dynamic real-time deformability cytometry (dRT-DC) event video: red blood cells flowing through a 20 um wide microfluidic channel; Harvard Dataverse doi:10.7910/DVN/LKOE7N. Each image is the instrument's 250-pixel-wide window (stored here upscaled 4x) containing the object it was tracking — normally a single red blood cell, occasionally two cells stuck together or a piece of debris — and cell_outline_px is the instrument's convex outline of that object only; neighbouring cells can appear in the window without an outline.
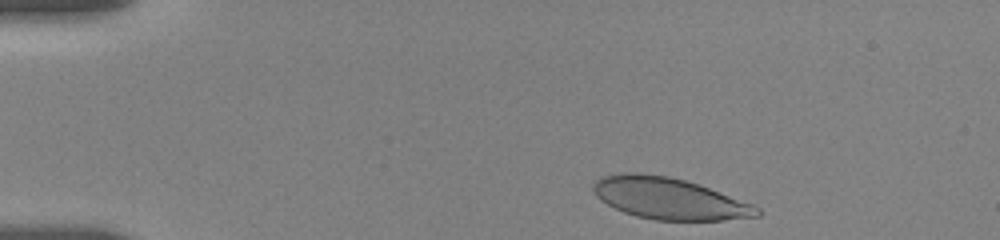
{"species": "human", "species_latin": "Homo sapiens", "temperature_condition": "room temperature", "stored_images_in_passage": 41, "camera_frame_rate_fps": 3000, "um_per_image_px": 0.085, "donor": {"sex": "female"}, "frame": {"image": 1, "passage_image": 2, "time_ms": 0.333, "image_size_px": [1000, 240], "cell_outline_px": [[760, 216], [724, 220], [656, 220], [636, 216], [624, 212], [600, 200], [596, 196], [592, 188], [592, 184], [600, 176], [624, 172], [640, 172], [668, 176], [684, 180], [708, 188], [752, 204], [760, 208]], "centroid_in_image_um": [56.83, 16.86], "position_along_channel_um": 28.2, "area_um2": 39.48}}
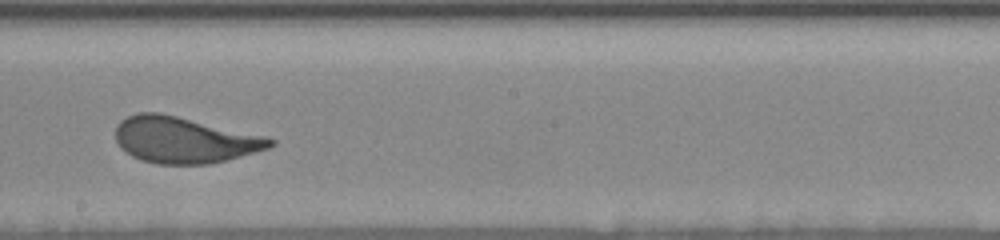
{"frame": {"image": 2, "passage_image": 21, "time_ms": 8.0, "image_size_px": [1000, 240], "cell_outline_px": [[276, 144], [268, 148], [224, 160], [208, 164], [156, 164], [140, 160], [132, 156], [120, 148], [116, 140], [116, 124], [120, 120], [128, 116], [140, 112], [160, 112], [264, 136], [276, 140]], "centroid_in_image_um": [15.6, 11.89], "position_along_channel_um": 232.6, "area_um2": 41.38}}
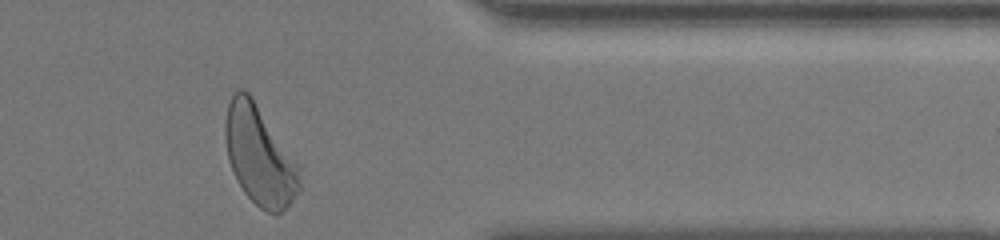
{"frame": {"image": 3, "passage_image": 40, "time_ms": 12.667, "image_size_px": [1000, 240], "cell_outline_px": [[300, 188], [292, 200], [276, 216], [260, 208], [244, 192], [228, 160], [224, 136], [224, 124], [228, 100], [240, 88], [244, 88], [252, 96], [300, 164]], "centroid_in_image_um": [22.06, 13.18], "position_along_channel_um": 389.3, "area_um2": 43.18}, "authors_computed_cell_mechanics": {"area_um2": 41.6738, "velocity_mm_per_s": 3.6149, "shape_relaxation_time_tau1_ms": 2.6396, "shape_relaxation_time_tau2_ms": null, "deformation_change_tau1": 0.1537, "deformation_change_tau2": null}}